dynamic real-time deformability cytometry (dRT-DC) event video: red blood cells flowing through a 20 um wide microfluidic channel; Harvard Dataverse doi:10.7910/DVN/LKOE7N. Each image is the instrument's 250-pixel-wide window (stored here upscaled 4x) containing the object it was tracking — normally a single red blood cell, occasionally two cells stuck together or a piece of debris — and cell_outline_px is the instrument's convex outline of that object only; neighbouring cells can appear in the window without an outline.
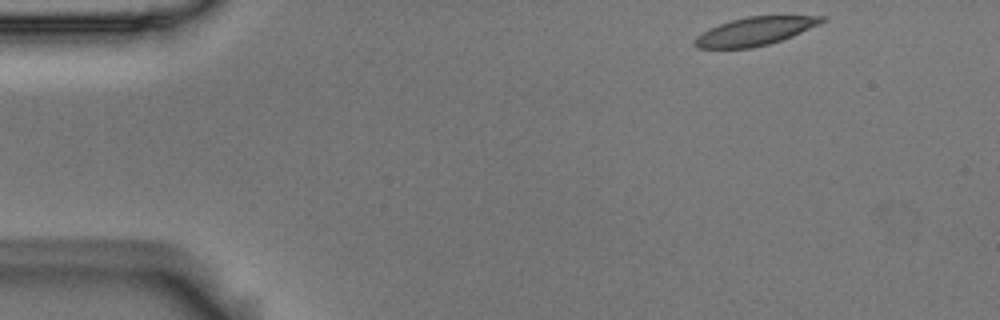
{"species": "Egyptian fruit bat (a non-hibernating species)", "species_latin": "Rousettus aegyptiacus", "temperature_condition": "room temperature", "stored_images_in_passage": 50, "camera_frame_rate_fps": 3000, "um_per_image_px": 0.085, "animal": {"sex": "male"}, "frame": {"image": 1, "passage_image": 1, "time_ms": 0.0, "image_size_px": [1000, 320], "cell_outline_px": [[828, 20], [792, 36], [768, 44], [752, 48], [696, 48], [692, 44], [692, 40], [696, 36], [708, 28], [732, 20], [748, 16], [828, 16]], "centroid_in_image_um": [64.14, 2.66], "position_along_channel_um": 20.9, "area_um2": 20.92}}
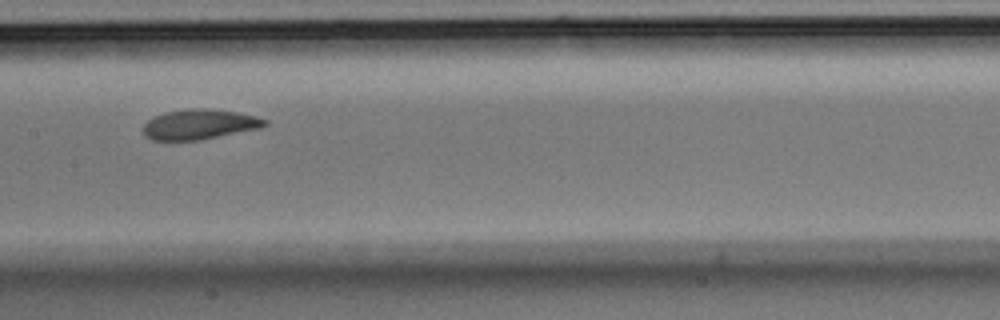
{"frame": {"image": 2, "passage_image": 22, "time_ms": 7.0, "image_size_px": [1000, 320], "cell_outline_px": [[268, 124], [260, 128], [200, 140], [152, 140], [144, 136], [144, 124], [152, 116], [164, 112], [188, 108], [208, 108], [236, 112], [256, 116], [268, 120]], "centroid_in_image_um": [16.94, 10.56], "position_along_channel_um": 190.5, "area_um2": 21.44}}
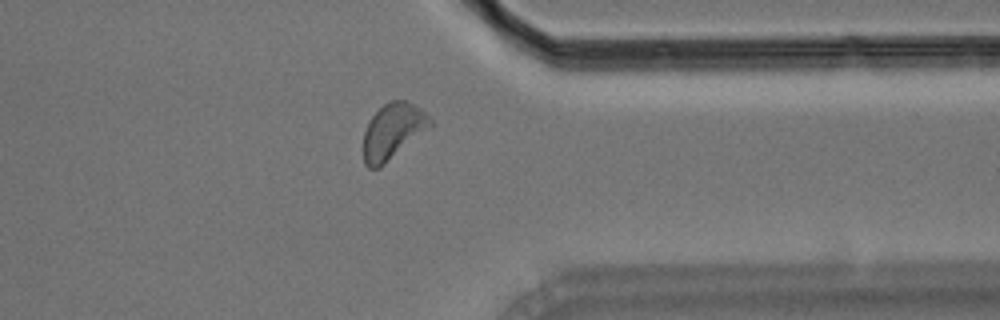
{"frame": {"image": 3, "passage_image": 38, "time_ms": 12.333, "image_size_px": [1000, 320], "cell_outline_px": [[432, 128], [380, 168], [368, 168], [364, 164], [364, 132], [372, 116], [388, 100], [404, 100], [420, 108], [432, 120]], "centroid_in_image_um": [33.42, 11.18], "position_along_channel_um": 378.0, "area_um2": 21.85}, "authors_computed_cell_mechanics": {"area_um2": 21.5305, "velocity_mm_per_s": 3.6279, "shape_relaxation_time_tau1_ms": 4.7236, "shape_relaxation_time_tau2_ms": 3.1916, "deformation_change_tau1": 0.1257, "deformation_change_tau2": 0.0835}}